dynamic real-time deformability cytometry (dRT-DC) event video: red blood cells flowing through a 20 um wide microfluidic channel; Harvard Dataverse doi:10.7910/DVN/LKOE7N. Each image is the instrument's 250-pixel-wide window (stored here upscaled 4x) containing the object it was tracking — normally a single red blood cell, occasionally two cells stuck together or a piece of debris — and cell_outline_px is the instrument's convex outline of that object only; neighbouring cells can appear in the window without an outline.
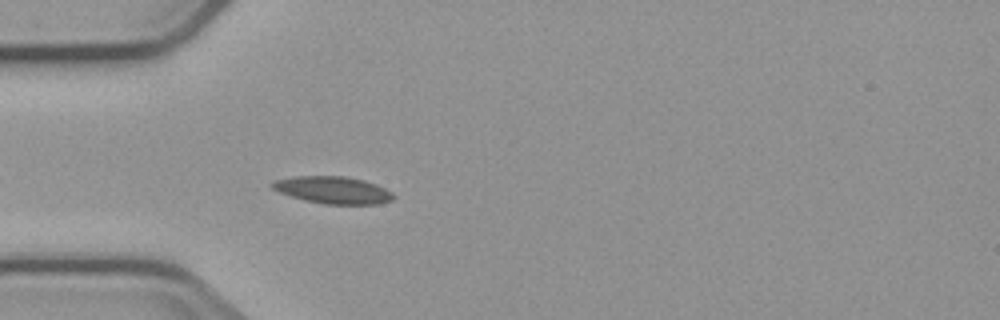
{"species": "common noctule bat (a hibernating species)", "species_latin": "Nyctalus noctula", "temperature_condition": "cold", "stored_images_in_passage": 5, "camera_frame_rate_fps": 3000, "um_per_image_px": 0.085, "animal": {"sex": "male", "body_mass_g": 23.1, "forearm_length_mm": 52.7}, "frame": {"image": 1, "passage_image": 5, "time_ms": 4.667, "image_size_px": [1000, 320], "cell_outline_px": [[396, 196], [392, 200], [380, 204], [324, 204], [304, 200], [280, 192], [272, 188], [268, 184], [276, 180], [296, 176], [344, 176], [364, 180], [376, 184], [392, 192]], "centroid_in_image_um": [28.33, 16.15], "position_along_channel_um": 56.7, "area_um2": 19.19}}